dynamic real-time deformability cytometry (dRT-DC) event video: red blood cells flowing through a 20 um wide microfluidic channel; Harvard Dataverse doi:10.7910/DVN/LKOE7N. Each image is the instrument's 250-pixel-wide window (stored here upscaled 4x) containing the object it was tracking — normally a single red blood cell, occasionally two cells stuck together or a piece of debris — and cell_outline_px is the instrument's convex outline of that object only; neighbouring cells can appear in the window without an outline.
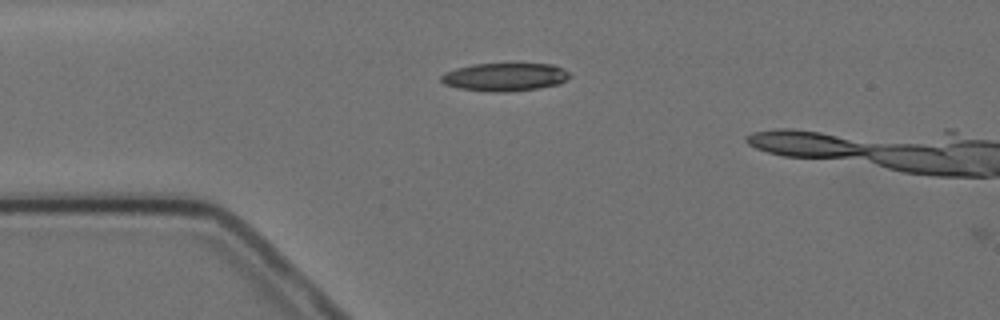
{"species": "Egyptian fruit bat (a non-hibernating species)", "species_latin": "Rousettus aegyptiacus", "temperature_condition": "cold", "stored_images_in_passage": 2, "camera_frame_rate_fps": 3000, "um_per_image_px": 0.085, "animal": {"sex": "female"}, "frame": {"image": 1, "passage_image": 1, "time_ms": 0.0, "image_size_px": [1000, 320], "cell_outline_px": [[572, 76], [560, 84], [540, 88], [508, 92], [492, 92], [460, 88], [444, 84], [440, 80], [440, 76], [444, 72], [456, 68], [472, 64], [552, 64], [568, 72]], "centroid_in_image_um": [42.9, 6.55], "position_along_channel_um": 42.1, "area_um2": 21.1}}